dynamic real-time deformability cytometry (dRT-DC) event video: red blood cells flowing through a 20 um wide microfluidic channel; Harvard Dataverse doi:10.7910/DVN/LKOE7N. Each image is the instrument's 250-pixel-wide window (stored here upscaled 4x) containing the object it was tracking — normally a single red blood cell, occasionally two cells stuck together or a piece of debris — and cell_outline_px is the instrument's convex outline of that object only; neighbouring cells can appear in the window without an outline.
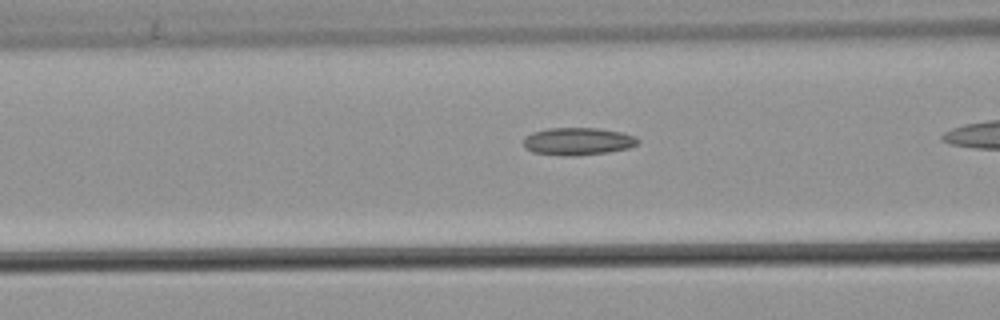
{"species": "common noctule bat (a hibernating species)", "species_latin": "Nyctalus noctula", "temperature_condition": "warm", "stored_images_in_passage": 13, "camera_frame_rate_fps": 3000, "um_per_image_px": 0.085, "animal": {"sex": "male", "body_mass_g": 21.5, "forearm_length_mm": 52.0}, "frame": {"image": 1, "passage_image": 4, "time_ms": 1.0, "image_size_px": [1000, 320], "cell_outline_px": [[640, 140], [636, 144], [628, 148], [608, 152], [576, 156], [564, 156], [532, 152], [524, 148], [524, 136], [532, 132], [548, 128], [596, 128], [620, 132], [636, 136]], "centroid_in_image_um": [49.08, 12.02], "position_along_channel_um": 117.5, "area_um2": 18.44}}
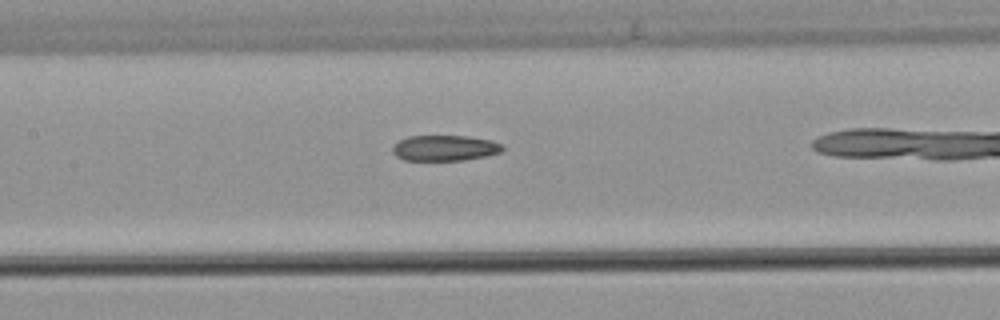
{"frame": {"image": 2, "passage_image": 8, "time_ms": 2.333, "image_size_px": [1000, 320], "cell_outline_px": [[504, 148], [500, 152], [484, 156], [464, 160], [404, 160], [396, 156], [392, 152], [392, 148], [400, 140], [408, 136], [468, 136], [492, 140], [500, 144]], "centroid_in_image_um": [37.79, 12.58], "position_along_channel_um": 169.6, "area_um2": 16.3}}